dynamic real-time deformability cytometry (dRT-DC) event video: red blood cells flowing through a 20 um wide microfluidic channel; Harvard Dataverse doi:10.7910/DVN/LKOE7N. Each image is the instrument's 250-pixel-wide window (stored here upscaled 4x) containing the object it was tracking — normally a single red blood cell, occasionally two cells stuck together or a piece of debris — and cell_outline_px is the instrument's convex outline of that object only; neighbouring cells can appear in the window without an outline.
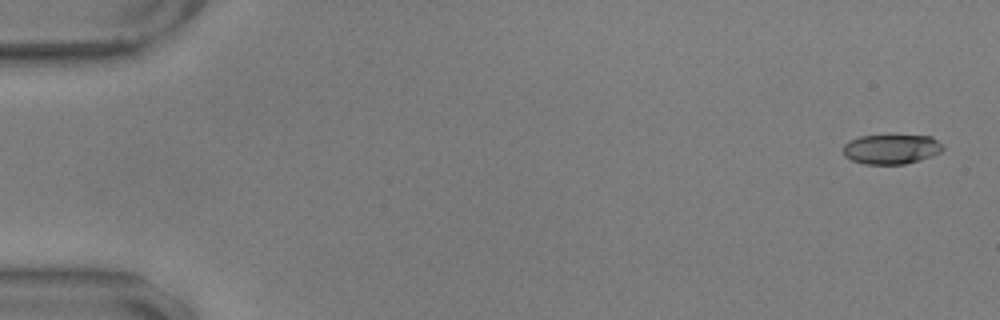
{"species": "common noctule bat (a hibernating species)", "species_latin": "Nyctalus noctula", "temperature_condition": "warm", "stored_images_in_passage": 56, "camera_frame_rate_fps": 3000, "um_per_image_px": 0.085, "animal": {"sex": "male", "body_mass_g": 17.9, "forearm_length_mm": 54.2}, "frame": {"image": 1, "passage_image": 1, "time_ms": 0.0, "image_size_px": [1000, 320], "cell_outline_px": [[944, 148], [940, 152], [904, 164], [864, 164], [852, 160], [844, 156], [844, 144], [848, 140], [860, 136], [932, 136]], "centroid_in_image_um": [75.7, 12.67], "position_along_channel_um": 9.3, "area_um2": 16.88}}
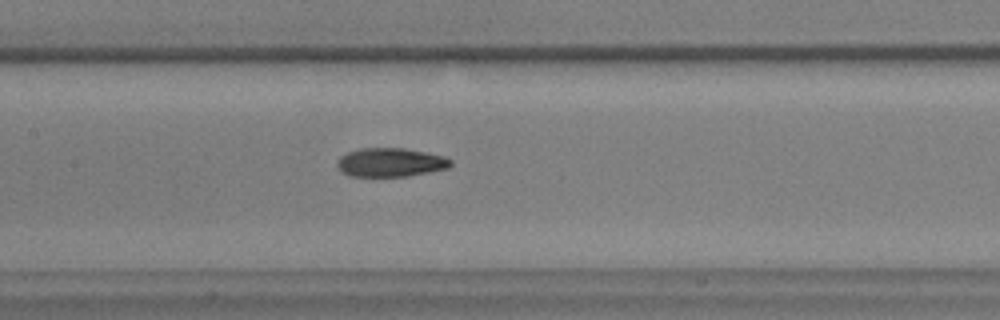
{"frame": {"image": 2, "passage_image": 27, "time_ms": 8.667, "image_size_px": [1000, 320], "cell_outline_px": [[452, 164], [448, 168], [408, 176], [348, 176], [336, 164], [336, 160], [340, 156], [348, 152], [360, 148], [404, 148], [444, 156], [452, 160]], "centroid_in_image_um": [33.19, 13.8], "position_along_channel_um": 174.2, "area_um2": 18.96}}
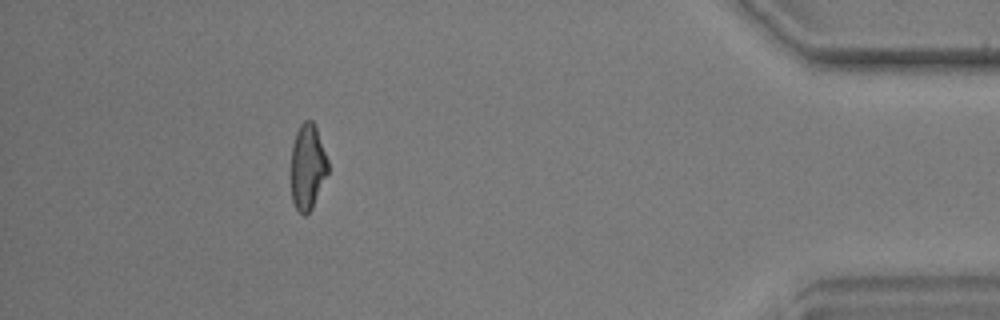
{"frame": {"image": 3, "passage_image": 51, "time_ms": 16.667, "image_size_px": [1000, 320], "cell_outline_px": [[328, 172], [312, 208], [304, 216], [296, 208], [292, 200], [292, 144], [296, 132], [300, 124], [304, 120], [312, 120], [316, 124], [328, 160]], "centroid_in_image_um": [26.16, 14.13], "position_along_channel_um": 409.0, "area_um2": 18.38}, "authors_computed_cell_mechanics": {"area_um2": 19.0162, "velocity_mm_per_s": 3.553, "shape_relaxation_time_tau1_ms": 5.0974, "shape_relaxation_time_tau2_ms": 3.6444, "deformation_change_tau1": 0.1946, "deformation_change_tau2": 0.0941}}